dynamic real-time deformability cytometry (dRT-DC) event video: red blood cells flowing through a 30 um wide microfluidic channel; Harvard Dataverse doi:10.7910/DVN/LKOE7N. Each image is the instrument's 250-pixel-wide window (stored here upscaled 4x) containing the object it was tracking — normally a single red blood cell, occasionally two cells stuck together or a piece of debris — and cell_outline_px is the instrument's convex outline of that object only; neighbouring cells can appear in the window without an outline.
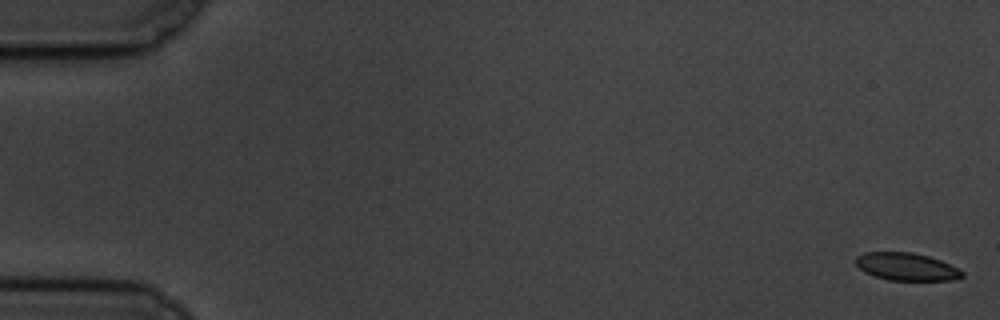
{"species": "common noctule bat (a hibernating species)", "species_latin": "Nyctalus noctula", "temperature_condition": "cold", "stored_images_in_passage": 20, "camera_frame_rate_fps": 3000, "um_per_image_px": 0.085, "animal": {"sex": "male", "body_mass_g": 19.5, "forearm_length_mm": 54.6}, "frame": {"image": 1, "passage_image": 1, "time_ms": 0.0, "image_size_px": [1000, 320], "cell_outline_px": [[964, 276], [952, 280], [888, 280], [864, 272], [856, 264], [856, 256], [864, 252], [912, 252], [928, 256], [940, 260], [964, 272]], "centroid_in_image_um": [77.03, 22.66], "position_along_channel_um": 8.0, "area_um2": 16.99}}
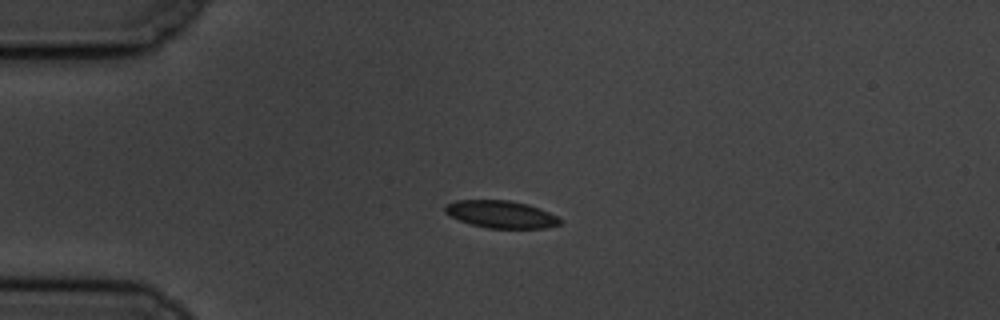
{"frame": {"image": 2, "passage_image": 14, "time_ms": 4.333, "image_size_px": [1000, 320], "cell_outline_px": [[560, 224], [544, 228], [488, 228], [472, 224], [460, 220], [444, 212], [444, 204], [456, 200], [508, 200], [528, 204], [548, 212], [556, 216], [560, 220]], "centroid_in_image_um": [42.55, 18.2], "position_along_channel_um": 42.5, "area_um2": 18.15}}
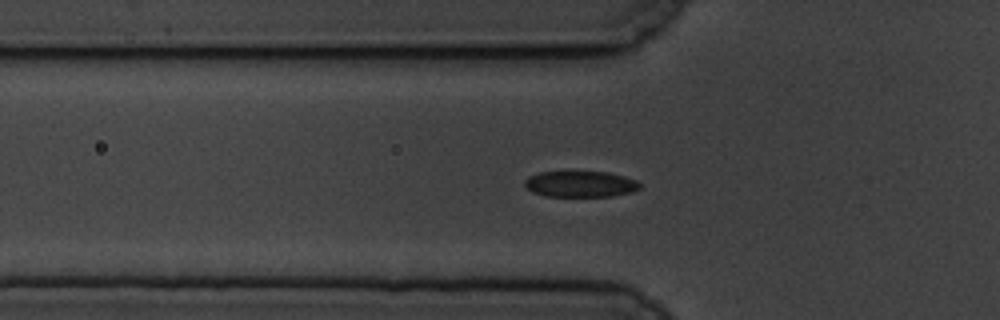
{"frame": {"image": 3, "passage_image": 19, "time_ms": 6.0, "image_size_px": [1000, 320], "cell_outline_px": [[640, 188], [632, 192], [612, 196], [544, 196], [532, 192], [524, 188], [524, 180], [528, 176], [540, 172], [608, 172], [624, 176], [636, 180], [640, 184]], "centroid_in_image_um": [49.3, 15.65], "position_along_channel_um": 76.5, "area_um2": 17.57}}